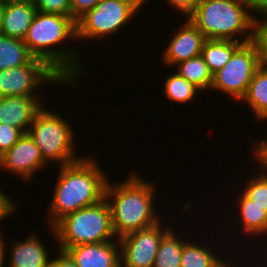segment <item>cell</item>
I'll return each instance as SVG.
<instances>
[{"instance_id":"cell-1","label":"cell","mask_w":267,"mask_h":267,"mask_svg":"<svg viewBox=\"0 0 267 267\" xmlns=\"http://www.w3.org/2000/svg\"><path fill=\"white\" fill-rule=\"evenodd\" d=\"M71 38L77 39L76 22L71 17L37 11L24 42L34 57L44 60L67 83L75 85L84 71L77 59L80 58L79 53L69 48L65 50L64 47L63 50L51 48Z\"/></svg>"},{"instance_id":"cell-2","label":"cell","mask_w":267,"mask_h":267,"mask_svg":"<svg viewBox=\"0 0 267 267\" xmlns=\"http://www.w3.org/2000/svg\"><path fill=\"white\" fill-rule=\"evenodd\" d=\"M59 176L49 208V227L65 215L97 204L105 198L107 176L96 160L89 157L59 166Z\"/></svg>"},{"instance_id":"cell-3","label":"cell","mask_w":267,"mask_h":267,"mask_svg":"<svg viewBox=\"0 0 267 267\" xmlns=\"http://www.w3.org/2000/svg\"><path fill=\"white\" fill-rule=\"evenodd\" d=\"M132 174L124 182L115 185L108 181L105 189L116 239L161 221L154 210L153 183Z\"/></svg>"},{"instance_id":"cell-4","label":"cell","mask_w":267,"mask_h":267,"mask_svg":"<svg viewBox=\"0 0 267 267\" xmlns=\"http://www.w3.org/2000/svg\"><path fill=\"white\" fill-rule=\"evenodd\" d=\"M252 13L248 0H200L188 18L206 39L232 40L244 44L254 40L258 19ZM247 31L249 34L242 40L236 37V34L244 36Z\"/></svg>"},{"instance_id":"cell-5","label":"cell","mask_w":267,"mask_h":267,"mask_svg":"<svg viewBox=\"0 0 267 267\" xmlns=\"http://www.w3.org/2000/svg\"><path fill=\"white\" fill-rule=\"evenodd\" d=\"M50 230L61 250L76 245L108 242L116 237L111 210L105 198L65 215Z\"/></svg>"},{"instance_id":"cell-6","label":"cell","mask_w":267,"mask_h":267,"mask_svg":"<svg viewBox=\"0 0 267 267\" xmlns=\"http://www.w3.org/2000/svg\"><path fill=\"white\" fill-rule=\"evenodd\" d=\"M62 115L42 108L29 127L28 134L40 149L48 163L54 160L59 166L72 164L82 159L75 155L74 132Z\"/></svg>"},{"instance_id":"cell-7","label":"cell","mask_w":267,"mask_h":267,"mask_svg":"<svg viewBox=\"0 0 267 267\" xmlns=\"http://www.w3.org/2000/svg\"><path fill=\"white\" fill-rule=\"evenodd\" d=\"M261 65L258 44H242L227 64L213 74L211 89L222 91L239 102L244 98L252 78Z\"/></svg>"},{"instance_id":"cell-8","label":"cell","mask_w":267,"mask_h":267,"mask_svg":"<svg viewBox=\"0 0 267 267\" xmlns=\"http://www.w3.org/2000/svg\"><path fill=\"white\" fill-rule=\"evenodd\" d=\"M141 7L133 0H101L76 21V38H102L119 32Z\"/></svg>"},{"instance_id":"cell-9","label":"cell","mask_w":267,"mask_h":267,"mask_svg":"<svg viewBox=\"0 0 267 267\" xmlns=\"http://www.w3.org/2000/svg\"><path fill=\"white\" fill-rule=\"evenodd\" d=\"M45 82L49 85L66 83L44 60L34 57L23 66L0 70V97L36 96L35 89Z\"/></svg>"},{"instance_id":"cell-10","label":"cell","mask_w":267,"mask_h":267,"mask_svg":"<svg viewBox=\"0 0 267 267\" xmlns=\"http://www.w3.org/2000/svg\"><path fill=\"white\" fill-rule=\"evenodd\" d=\"M163 223L119 238L121 267H153L163 236L171 229Z\"/></svg>"},{"instance_id":"cell-11","label":"cell","mask_w":267,"mask_h":267,"mask_svg":"<svg viewBox=\"0 0 267 267\" xmlns=\"http://www.w3.org/2000/svg\"><path fill=\"white\" fill-rule=\"evenodd\" d=\"M48 163L43 159L40 149L28 133L23 136L3 155L0 156V169L29 179Z\"/></svg>"},{"instance_id":"cell-12","label":"cell","mask_w":267,"mask_h":267,"mask_svg":"<svg viewBox=\"0 0 267 267\" xmlns=\"http://www.w3.org/2000/svg\"><path fill=\"white\" fill-rule=\"evenodd\" d=\"M205 40L202 32L187 18L164 50L163 63L173 66L201 55Z\"/></svg>"},{"instance_id":"cell-13","label":"cell","mask_w":267,"mask_h":267,"mask_svg":"<svg viewBox=\"0 0 267 267\" xmlns=\"http://www.w3.org/2000/svg\"><path fill=\"white\" fill-rule=\"evenodd\" d=\"M115 241L76 245L65 251L78 267H121L120 243Z\"/></svg>"},{"instance_id":"cell-14","label":"cell","mask_w":267,"mask_h":267,"mask_svg":"<svg viewBox=\"0 0 267 267\" xmlns=\"http://www.w3.org/2000/svg\"><path fill=\"white\" fill-rule=\"evenodd\" d=\"M38 98L37 96L0 97V123L8 124L27 133L36 114L44 106Z\"/></svg>"},{"instance_id":"cell-15","label":"cell","mask_w":267,"mask_h":267,"mask_svg":"<svg viewBox=\"0 0 267 267\" xmlns=\"http://www.w3.org/2000/svg\"><path fill=\"white\" fill-rule=\"evenodd\" d=\"M37 10L26 2H4L2 31L7 37L24 40Z\"/></svg>"},{"instance_id":"cell-16","label":"cell","mask_w":267,"mask_h":267,"mask_svg":"<svg viewBox=\"0 0 267 267\" xmlns=\"http://www.w3.org/2000/svg\"><path fill=\"white\" fill-rule=\"evenodd\" d=\"M8 267H50L48 249L38 237L28 236L25 241L12 243Z\"/></svg>"},{"instance_id":"cell-17","label":"cell","mask_w":267,"mask_h":267,"mask_svg":"<svg viewBox=\"0 0 267 267\" xmlns=\"http://www.w3.org/2000/svg\"><path fill=\"white\" fill-rule=\"evenodd\" d=\"M241 101L247 102L259 122L267 119V66L258 67Z\"/></svg>"},{"instance_id":"cell-18","label":"cell","mask_w":267,"mask_h":267,"mask_svg":"<svg viewBox=\"0 0 267 267\" xmlns=\"http://www.w3.org/2000/svg\"><path fill=\"white\" fill-rule=\"evenodd\" d=\"M235 202L240 209L238 212L241 214L243 223V230L245 234H254V236L267 234V211L265 208L259 207L254 204L250 198H248L243 192L239 194L238 199ZM257 234V235H256Z\"/></svg>"},{"instance_id":"cell-19","label":"cell","mask_w":267,"mask_h":267,"mask_svg":"<svg viewBox=\"0 0 267 267\" xmlns=\"http://www.w3.org/2000/svg\"><path fill=\"white\" fill-rule=\"evenodd\" d=\"M242 42L232 40L206 39L201 56L212 74L223 68L233 53L242 45Z\"/></svg>"},{"instance_id":"cell-20","label":"cell","mask_w":267,"mask_h":267,"mask_svg":"<svg viewBox=\"0 0 267 267\" xmlns=\"http://www.w3.org/2000/svg\"><path fill=\"white\" fill-rule=\"evenodd\" d=\"M33 58L24 40L0 34V70L23 66Z\"/></svg>"},{"instance_id":"cell-21","label":"cell","mask_w":267,"mask_h":267,"mask_svg":"<svg viewBox=\"0 0 267 267\" xmlns=\"http://www.w3.org/2000/svg\"><path fill=\"white\" fill-rule=\"evenodd\" d=\"M177 73L187 81L193 83L200 92L211 89L213 74L201 55L182 61L175 65Z\"/></svg>"},{"instance_id":"cell-22","label":"cell","mask_w":267,"mask_h":267,"mask_svg":"<svg viewBox=\"0 0 267 267\" xmlns=\"http://www.w3.org/2000/svg\"><path fill=\"white\" fill-rule=\"evenodd\" d=\"M209 248L185 240L180 267H231L229 262L216 257Z\"/></svg>"},{"instance_id":"cell-23","label":"cell","mask_w":267,"mask_h":267,"mask_svg":"<svg viewBox=\"0 0 267 267\" xmlns=\"http://www.w3.org/2000/svg\"><path fill=\"white\" fill-rule=\"evenodd\" d=\"M170 229L162 238L153 267H180L185 240Z\"/></svg>"},{"instance_id":"cell-24","label":"cell","mask_w":267,"mask_h":267,"mask_svg":"<svg viewBox=\"0 0 267 267\" xmlns=\"http://www.w3.org/2000/svg\"><path fill=\"white\" fill-rule=\"evenodd\" d=\"M165 81V96L175 102L186 103L194 101L196 100V93L200 91L193 83L187 81L177 72L167 77Z\"/></svg>"},{"instance_id":"cell-25","label":"cell","mask_w":267,"mask_h":267,"mask_svg":"<svg viewBox=\"0 0 267 267\" xmlns=\"http://www.w3.org/2000/svg\"><path fill=\"white\" fill-rule=\"evenodd\" d=\"M263 172L258 174V177H252L248 180L247 184L244 185L242 191L248 198L254 201V204L259 207L265 208L267 211V169L260 166ZM265 170V171H264Z\"/></svg>"},{"instance_id":"cell-26","label":"cell","mask_w":267,"mask_h":267,"mask_svg":"<svg viewBox=\"0 0 267 267\" xmlns=\"http://www.w3.org/2000/svg\"><path fill=\"white\" fill-rule=\"evenodd\" d=\"M38 12L55 13L71 17L70 0H36Z\"/></svg>"},{"instance_id":"cell-27","label":"cell","mask_w":267,"mask_h":267,"mask_svg":"<svg viewBox=\"0 0 267 267\" xmlns=\"http://www.w3.org/2000/svg\"><path fill=\"white\" fill-rule=\"evenodd\" d=\"M23 134L24 132L21 129L0 123V156L8 151Z\"/></svg>"},{"instance_id":"cell-28","label":"cell","mask_w":267,"mask_h":267,"mask_svg":"<svg viewBox=\"0 0 267 267\" xmlns=\"http://www.w3.org/2000/svg\"><path fill=\"white\" fill-rule=\"evenodd\" d=\"M254 41L259 47L261 65L267 66V19L256 22Z\"/></svg>"},{"instance_id":"cell-29","label":"cell","mask_w":267,"mask_h":267,"mask_svg":"<svg viewBox=\"0 0 267 267\" xmlns=\"http://www.w3.org/2000/svg\"><path fill=\"white\" fill-rule=\"evenodd\" d=\"M101 0H70L71 18L76 22L86 12L92 10Z\"/></svg>"},{"instance_id":"cell-30","label":"cell","mask_w":267,"mask_h":267,"mask_svg":"<svg viewBox=\"0 0 267 267\" xmlns=\"http://www.w3.org/2000/svg\"><path fill=\"white\" fill-rule=\"evenodd\" d=\"M200 0H168L169 5L176 7L183 12L185 17H189L195 10Z\"/></svg>"},{"instance_id":"cell-31","label":"cell","mask_w":267,"mask_h":267,"mask_svg":"<svg viewBox=\"0 0 267 267\" xmlns=\"http://www.w3.org/2000/svg\"><path fill=\"white\" fill-rule=\"evenodd\" d=\"M17 207L15 202L11 201L10 198L6 194L2 192V189L0 190V221L5 219L7 216H10ZM1 234V233H0Z\"/></svg>"},{"instance_id":"cell-32","label":"cell","mask_w":267,"mask_h":267,"mask_svg":"<svg viewBox=\"0 0 267 267\" xmlns=\"http://www.w3.org/2000/svg\"><path fill=\"white\" fill-rule=\"evenodd\" d=\"M254 146H256L253 154H255V160H257L258 164L262 166V168L267 169V139L258 140L254 142Z\"/></svg>"},{"instance_id":"cell-33","label":"cell","mask_w":267,"mask_h":267,"mask_svg":"<svg viewBox=\"0 0 267 267\" xmlns=\"http://www.w3.org/2000/svg\"><path fill=\"white\" fill-rule=\"evenodd\" d=\"M57 249L59 257L51 259L50 267H78L65 250Z\"/></svg>"},{"instance_id":"cell-34","label":"cell","mask_w":267,"mask_h":267,"mask_svg":"<svg viewBox=\"0 0 267 267\" xmlns=\"http://www.w3.org/2000/svg\"><path fill=\"white\" fill-rule=\"evenodd\" d=\"M249 9L267 19V0H248Z\"/></svg>"},{"instance_id":"cell-35","label":"cell","mask_w":267,"mask_h":267,"mask_svg":"<svg viewBox=\"0 0 267 267\" xmlns=\"http://www.w3.org/2000/svg\"><path fill=\"white\" fill-rule=\"evenodd\" d=\"M4 237H2V234H0V267H3V265L5 264V255L7 256V254L5 253V241L3 240Z\"/></svg>"},{"instance_id":"cell-36","label":"cell","mask_w":267,"mask_h":267,"mask_svg":"<svg viewBox=\"0 0 267 267\" xmlns=\"http://www.w3.org/2000/svg\"><path fill=\"white\" fill-rule=\"evenodd\" d=\"M3 10H4V1L0 0V34L2 31Z\"/></svg>"},{"instance_id":"cell-37","label":"cell","mask_w":267,"mask_h":267,"mask_svg":"<svg viewBox=\"0 0 267 267\" xmlns=\"http://www.w3.org/2000/svg\"><path fill=\"white\" fill-rule=\"evenodd\" d=\"M4 2H26V3H32L34 4L36 0H2Z\"/></svg>"},{"instance_id":"cell-38","label":"cell","mask_w":267,"mask_h":267,"mask_svg":"<svg viewBox=\"0 0 267 267\" xmlns=\"http://www.w3.org/2000/svg\"><path fill=\"white\" fill-rule=\"evenodd\" d=\"M136 4H138L141 8L143 7L142 5H145V1L147 2V0H133Z\"/></svg>"}]
</instances>
